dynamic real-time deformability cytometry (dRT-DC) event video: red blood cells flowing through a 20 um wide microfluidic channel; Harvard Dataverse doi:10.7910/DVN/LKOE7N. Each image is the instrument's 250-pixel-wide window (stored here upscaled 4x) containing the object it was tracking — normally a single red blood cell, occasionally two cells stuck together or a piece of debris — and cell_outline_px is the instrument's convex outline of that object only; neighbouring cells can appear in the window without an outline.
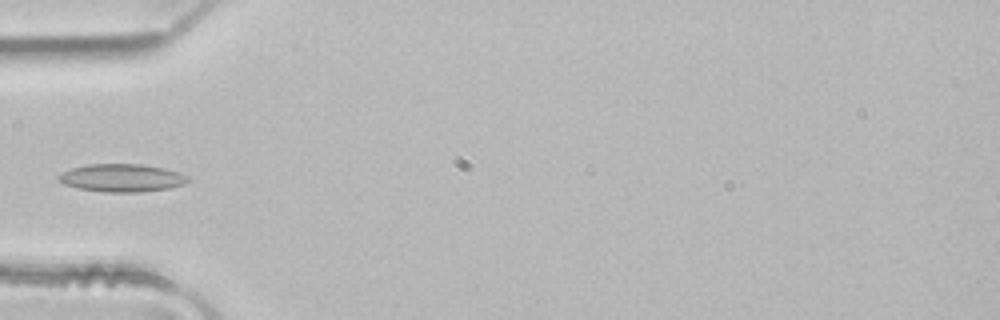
{"species": "common noctule bat (a hibernating species)", "species_latin": "Nyctalus noctula", "temperature_condition": "room temperature", "stored_images_in_passage": 4, "camera_frame_rate_fps": 3000, "um_per_image_px": 0.085, "animal": {"sex": "male", "body_mass_g": 21.5, "forearm_length_mm": 52.0}, "frame": {"image": 1, "passage_image": 4, "time_ms": 1.0, "image_size_px": [1000, 320], "cell_outline_px": [[188, 180], [184, 184], [168, 188], [140, 192], [104, 192], [76, 188], [64, 184], [56, 180], [56, 176], [60, 172], [72, 168], [88, 164], [144, 164], [164, 168], [188, 176]], "centroid_in_image_um": [10.28, 15.12], "position_along_channel_um": 74.7, "area_um2": 21.1}}